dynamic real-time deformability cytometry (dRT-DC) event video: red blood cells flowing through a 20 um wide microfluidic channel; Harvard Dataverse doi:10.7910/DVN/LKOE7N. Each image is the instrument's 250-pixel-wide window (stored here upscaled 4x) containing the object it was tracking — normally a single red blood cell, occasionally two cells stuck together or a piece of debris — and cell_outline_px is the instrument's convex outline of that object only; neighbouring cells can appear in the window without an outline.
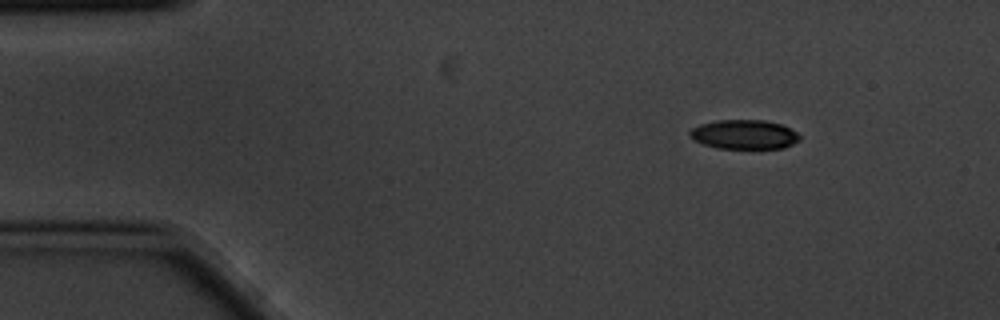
{"species": "common noctule bat (a hibernating species)", "species_latin": "Nyctalus noctula", "temperature_condition": "cold", "stored_images_in_passage": 6, "camera_frame_rate_fps": 3000, "um_per_image_px": 0.085, "animal": {"sex": "male", "body_mass_g": 20.1, "forearm_length_mm": 53.5}, "frame": {"image": 1, "passage_image": 1, "time_ms": 0.0, "image_size_px": [1000, 320], "cell_outline_px": [[800, 140], [784, 148], [716, 148], [704, 144], [688, 136], [688, 132], [692, 128], [700, 124], [716, 120], [764, 120], [780, 124], [796, 132], [800, 136]], "centroid_in_image_um": [63.24, 11.42], "position_along_channel_um": 21.8, "area_um2": 18.67}}
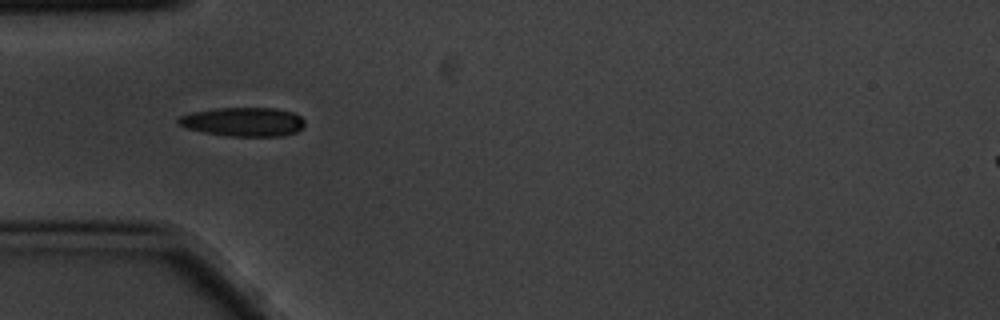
{"frame": {"image": 2, "passage_image": 4, "time_ms": 1.0, "image_size_px": [1000, 320], "cell_outline_px": [[304, 128], [296, 132], [280, 136], [228, 136], [204, 132], [184, 128], [176, 120], [180, 116], [192, 112], [216, 108], [276, 108], [292, 112], [300, 116], [304, 120]], "centroid_in_image_um": [20.69, 10.35], "position_along_channel_um": 64.3, "area_um2": 21.39}}